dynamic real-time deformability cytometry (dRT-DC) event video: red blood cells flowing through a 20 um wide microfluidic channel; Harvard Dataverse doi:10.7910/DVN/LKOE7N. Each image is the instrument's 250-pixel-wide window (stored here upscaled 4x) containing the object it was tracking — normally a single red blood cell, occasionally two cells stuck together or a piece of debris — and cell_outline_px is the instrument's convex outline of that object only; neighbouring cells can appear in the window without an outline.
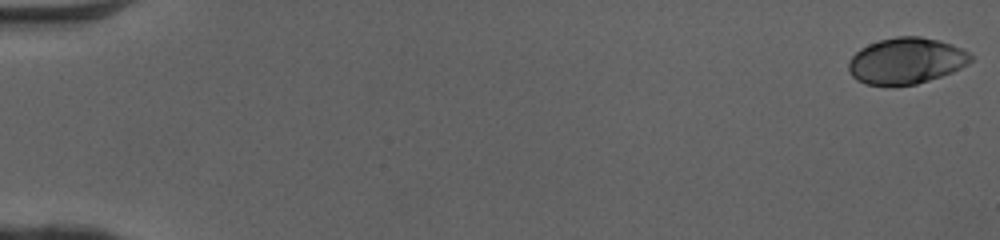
{"species": "human", "species_latin": "Homo sapiens", "temperature_condition": "cold", "stored_images_in_passage": 51, "camera_frame_rate_fps": 3000, "um_per_image_px": 0.085, "donor": {"sex": "female"}, "frame": {"image": 1, "passage_image": 1, "time_ms": 0.0, "image_size_px": [1000, 240], "cell_outline_px": [[972, 60], [968, 64], [952, 72], [916, 84], [864, 84], [856, 80], [848, 72], [848, 60], [860, 48], [868, 44], [880, 40], [896, 36], [920, 36], [940, 40], [952, 44], [968, 52], [972, 56]], "centroid_in_image_um": [77.0, 5.15], "position_along_channel_um": 8.0, "area_um2": 32.77}}
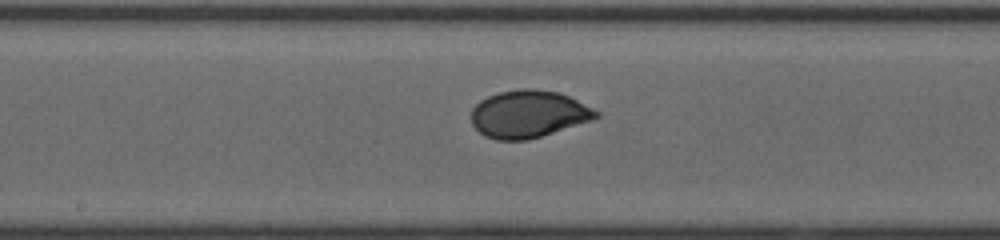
{"frame": {"image": 2, "passage_image": 28, "time_ms": 9.0, "image_size_px": [1000, 240], "cell_outline_px": [[600, 116], [592, 120], [528, 140], [496, 140], [484, 136], [472, 124], [472, 108], [480, 100], [488, 96], [500, 92], [524, 88], [532, 88], [560, 92], [600, 112]], "centroid_in_image_um": [44.91, 9.69], "position_along_channel_um": 203.3, "area_um2": 34.33}}
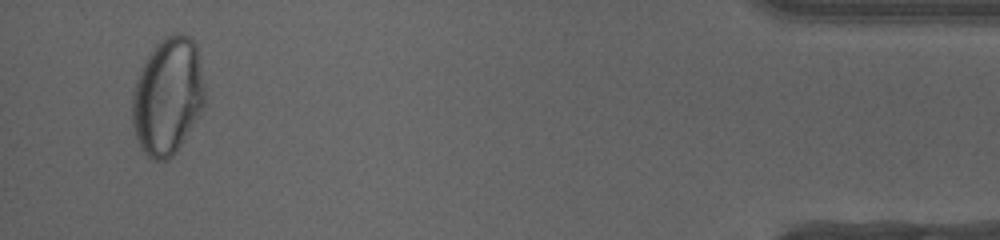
{"frame": {"image": 3, "passage_image": 49, "time_ms": 16.0, "image_size_px": [1000, 240], "cell_outline_px": [[204, 104], [176, 152], [168, 160], [152, 160], [140, 148], [136, 140], [132, 124], [132, 88], [140, 68], [152, 48], [164, 36], [176, 32], [180, 32], [188, 36], [196, 44], [204, 88]], "centroid_in_image_um": [14.21, 8.17], "position_along_channel_um": 421.0, "area_um2": 49.59}, "authors_computed_cell_mechanics": {"area_um2": 33.7552, "velocity_mm_per_s": 4.0913, "shape_relaxation_time_tau1_ms": 3.9188, "shape_relaxation_time_tau2_ms": null, "deformation_change_tau1": 0.1563, "deformation_change_tau2": null}}